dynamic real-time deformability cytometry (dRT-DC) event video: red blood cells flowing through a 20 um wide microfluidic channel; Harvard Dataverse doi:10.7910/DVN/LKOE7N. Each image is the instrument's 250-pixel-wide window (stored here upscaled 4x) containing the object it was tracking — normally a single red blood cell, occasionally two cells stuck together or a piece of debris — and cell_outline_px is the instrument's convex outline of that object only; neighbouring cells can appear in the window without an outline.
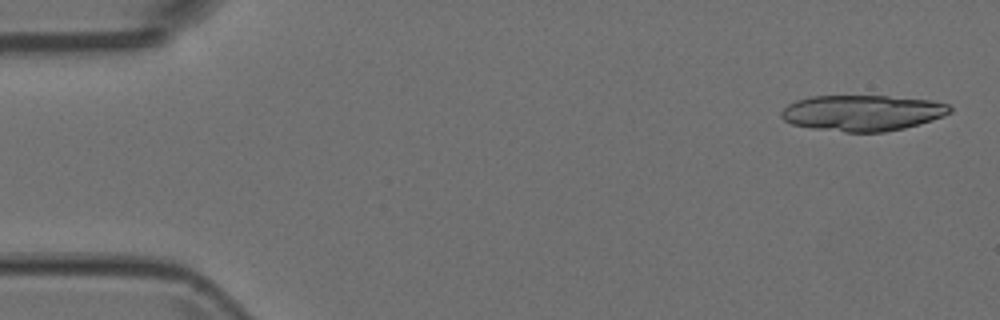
{"species": "Egyptian fruit bat (a non-hibernating species)", "species_latin": "Rousettus aegyptiacus", "temperature_condition": "room temperature", "stored_images_in_passage": 6, "camera_frame_rate_fps": 3000, "um_per_image_px": 0.085, "animal": {"sex": "female"}, "frame": {"image": 1, "passage_image": 1, "time_ms": 0.0, "image_size_px": [1000, 320], "cell_outline_px": [[952, 112], [944, 116], [932, 120], [904, 128], [884, 132], [844, 132], [812, 128], [792, 124], [784, 120], [780, 116], [780, 112], [788, 104], [796, 100], [812, 96], [888, 96], [932, 100], [948, 104], [952, 108]], "centroid_in_image_um": [73.31, 9.59], "position_along_channel_um": 11.7, "area_um2": 35.37}}
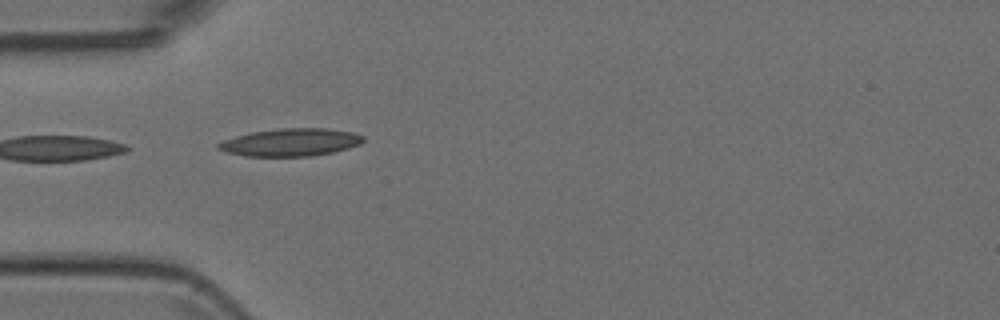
{"frame": {"image": 2, "passage_image": 5, "time_ms": 1.333, "image_size_px": [1000, 320], "cell_outline_px": [[364, 140], [360, 144], [348, 148], [332, 152], [312, 156], [248, 156], [224, 152], [216, 148], [216, 144], [224, 140], [236, 136], [252, 132], [280, 128], [328, 128], [352, 132], [364, 136]], "centroid_in_image_um": [24.7, 12.09], "position_along_channel_um": 60.3, "area_um2": 23.35}}